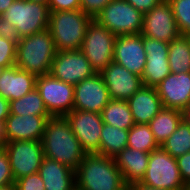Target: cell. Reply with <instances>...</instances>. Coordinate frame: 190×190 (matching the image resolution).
Wrapping results in <instances>:
<instances>
[{
	"label": "cell",
	"mask_w": 190,
	"mask_h": 190,
	"mask_svg": "<svg viewBox=\"0 0 190 190\" xmlns=\"http://www.w3.org/2000/svg\"><path fill=\"white\" fill-rule=\"evenodd\" d=\"M41 142L45 157L74 171L87 155L65 116H51L47 120Z\"/></svg>",
	"instance_id": "cell-1"
},
{
	"label": "cell",
	"mask_w": 190,
	"mask_h": 190,
	"mask_svg": "<svg viewBox=\"0 0 190 190\" xmlns=\"http://www.w3.org/2000/svg\"><path fill=\"white\" fill-rule=\"evenodd\" d=\"M76 190H126L127 184L115 159L87 154L75 170Z\"/></svg>",
	"instance_id": "cell-2"
},
{
	"label": "cell",
	"mask_w": 190,
	"mask_h": 190,
	"mask_svg": "<svg viewBox=\"0 0 190 190\" xmlns=\"http://www.w3.org/2000/svg\"><path fill=\"white\" fill-rule=\"evenodd\" d=\"M57 51L52 35L46 29L20 38L15 65L36 76L46 75L50 73Z\"/></svg>",
	"instance_id": "cell-3"
},
{
	"label": "cell",
	"mask_w": 190,
	"mask_h": 190,
	"mask_svg": "<svg viewBox=\"0 0 190 190\" xmlns=\"http://www.w3.org/2000/svg\"><path fill=\"white\" fill-rule=\"evenodd\" d=\"M93 18L81 9L50 11L48 30L58 51L81 49L86 31Z\"/></svg>",
	"instance_id": "cell-4"
},
{
	"label": "cell",
	"mask_w": 190,
	"mask_h": 190,
	"mask_svg": "<svg viewBox=\"0 0 190 190\" xmlns=\"http://www.w3.org/2000/svg\"><path fill=\"white\" fill-rule=\"evenodd\" d=\"M49 15L48 5L15 0L1 17L16 27L22 38L48 29Z\"/></svg>",
	"instance_id": "cell-5"
},
{
	"label": "cell",
	"mask_w": 190,
	"mask_h": 190,
	"mask_svg": "<svg viewBox=\"0 0 190 190\" xmlns=\"http://www.w3.org/2000/svg\"><path fill=\"white\" fill-rule=\"evenodd\" d=\"M144 14L126 0H111L94 18L115 36L139 34L142 31Z\"/></svg>",
	"instance_id": "cell-6"
},
{
	"label": "cell",
	"mask_w": 190,
	"mask_h": 190,
	"mask_svg": "<svg viewBox=\"0 0 190 190\" xmlns=\"http://www.w3.org/2000/svg\"><path fill=\"white\" fill-rule=\"evenodd\" d=\"M140 182L166 190H182L185 186L176 158L161 147L150 153L145 175Z\"/></svg>",
	"instance_id": "cell-7"
},
{
	"label": "cell",
	"mask_w": 190,
	"mask_h": 190,
	"mask_svg": "<svg viewBox=\"0 0 190 190\" xmlns=\"http://www.w3.org/2000/svg\"><path fill=\"white\" fill-rule=\"evenodd\" d=\"M116 38L108 28L94 19L88 26L80 50L96 73H100L113 61Z\"/></svg>",
	"instance_id": "cell-8"
},
{
	"label": "cell",
	"mask_w": 190,
	"mask_h": 190,
	"mask_svg": "<svg viewBox=\"0 0 190 190\" xmlns=\"http://www.w3.org/2000/svg\"><path fill=\"white\" fill-rule=\"evenodd\" d=\"M36 89L51 116H65L73 110L74 85L63 82L49 73L37 76Z\"/></svg>",
	"instance_id": "cell-9"
},
{
	"label": "cell",
	"mask_w": 190,
	"mask_h": 190,
	"mask_svg": "<svg viewBox=\"0 0 190 190\" xmlns=\"http://www.w3.org/2000/svg\"><path fill=\"white\" fill-rule=\"evenodd\" d=\"M4 150L9 157L14 180L37 173L45 157L41 141L6 142Z\"/></svg>",
	"instance_id": "cell-10"
},
{
	"label": "cell",
	"mask_w": 190,
	"mask_h": 190,
	"mask_svg": "<svg viewBox=\"0 0 190 190\" xmlns=\"http://www.w3.org/2000/svg\"><path fill=\"white\" fill-rule=\"evenodd\" d=\"M50 74L68 84L76 85L96 74L91 63L79 50L57 51L52 62Z\"/></svg>",
	"instance_id": "cell-11"
},
{
	"label": "cell",
	"mask_w": 190,
	"mask_h": 190,
	"mask_svg": "<svg viewBox=\"0 0 190 190\" xmlns=\"http://www.w3.org/2000/svg\"><path fill=\"white\" fill-rule=\"evenodd\" d=\"M140 34L168 43L181 35L168 0H162L149 12L144 13Z\"/></svg>",
	"instance_id": "cell-12"
},
{
	"label": "cell",
	"mask_w": 190,
	"mask_h": 190,
	"mask_svg": "<svg viewBox=\"0 0 190 190\" xmlns=\"http://www.w3.org/2000/svg\"><path fill=\"white\" fill-rule=\"evenodd\" d=\"M65 117L86 154H98L103 128L101 114L73 109Z\"/></svg>",
	"instance_id": "cell-13"
},
{
	"label": "cell",
	"mask_w": 190,
	"mask_h": 190,
	"mask_svg": "<svg viewBox=\"0 0 190 190\" xmlns=\"http://www.w3.org/2000/svg\"><path fill=\"white\" fill-rule=\"evenodd\" d=\"M146 65L142 74L143 86L156 87L171 71L168 62L169 43L142 35Z\"/></svg>",
	"instance_id": "cell-14"
},
{
	"label": "cell",
	"mask_w": 190,
	"mask_h": 190,
	"mask_svg": "<svg viewBox=\"0 0 190 190\" xmlns=\"http://www.w3.org/2000/svg\"><path fill=\"white\" fill-rule=\"evenodd\" d=\"M110 100L108 88L100 73H96L74 86L73 109L101 114Z\"/></svg>",
	"instance_id": "cell-15"
},
{
	"label": "cell",
	"mask_w": 190,
	"mask_h": 190,
	"mask_svg": "<svg viewBox=\"0 0 190 190\" xmlns=\"http://www.w3.org/2000/svg\"><path fill=\"white\" fill-rule=\"evenodd\" d=\"M113 61L125 67L129 72L142 77L146 65L142 35L139 33L117 36Z\"/></svg>",
	"instance_id": "cell-16"
},
{
	"label": "cell",
	"mask_w": 190,
	"mask_h": 190,
	"mask_svg": "<svg viewBox=\"0 0 190 190\" xmlns=\"http://www.w3.org/2000/svg\"><path fill=\"white\" fill-rule=\"evenodd\" d=\"M100 74L108 88L110 99L127 101L142 86V78L112 61Z\"/></svg>",
	"instance_id": "cell-17"
},
{
	"label": "cell",
	"mask_w": 190,
	"mask_h": 190,
	"mask_svg": "<svg viewBox=\"0 0 190 190\" xmlns=\"http://www.w3.org/2000/svg\"><path fill=\"white\" fill-rule=\"evenodd\" d=\"M155 88L163 107L183 111L190 103V72L170 73Z\"/></svg>",
	"instance_id": "cell-18"
},
{
	"label": "cell",
	"mask_w": 190,
	"mask_h": 190,
	"mask_svg": "<svg viewBox=\"0 0 190 190\" xmlns=\"http://www.w3.org/2000/svg\"><path fill=\"white\" fill-rule=\"evenodd\" d=\"M51 116L9 114L5 120L7 142L16 140L41 141L45 125Z\"/></svg>",
	"instance_id": "cell-19"
},
{
	"label": "cell",
	"mask_w": 190,
	"mask_h": 190,
	"mask_svg": "<svg viewBox=\"0 0 190 190\" xmlns=\"http://www.w3.org/2000/svg\"><path fill=\"white\" fill-rule=\"evenodd\" d=\"M37 76L16 65L4 68L0 74V95L10 101L17 100L36 88Z\"/></svg>",
	"instance_id": "cell-20"
},
{
	"label": "cell",
	"mask_w": 190,
	"mask_h": 190,
	"mask_svg": "<svg viewBox=\"0 0 190 190\" xmlns=\"http://www.w3.org/2000/svg\"><path fill=\"white\" fill-rule=\"evenodd\" d=\"M127 103L135 124H149L163 108L155 87L142 86L127 100Z\"/></svg>",
	"instance_id": "cell-21"
},
{
	"label": "cell",
	"mask_w": 190,
	"mask_h": 190,
	"mask_svg": "<svg viewBox=\"0 0 190 190\" xmlns=\"http://www.w3.org/2000/svg\"><path fill=\"white\" fill-rule=\"evenodd\" d=\"M38 173L45 190H76L75 171L64 164L44 157Z\"/></svg>",
	"instance_id": "cell-22"
},
{
	"label": "cell",
	"mask_w": 190,
	"mask_h": 190,
	"mask_svg": "<svg viewBox=\"0 0 190 190\" xmlns=\"http://www.w3.org/2000/svg\"><path fill=\"white\" fill-rule=\"evenodd\" d=\"M150 153L124 148L114 159L126 184L140 182L145 175Z\"/></svg>",
	"instance_id": "cell-23"
},
{
	"label": "cell",
	"mask_w": 190,
	"mask_h": 190,
	"mask_svg": "<svg viewBox=\"0 0 190 190\" xmlns=\"http://www.w3.org/2000/svg\"><path fill=\"white\" fill-rule=\"evenodd\" d=\"M182 120L181 110L163 107L148 125L155 140L161 145L177 129Z\"/></svg>",
	"instance_id": "cell-24"
},
{
	"label": "cell",
	"mask_w": 190,
	"mask_h": 190,
	"mask_svg": "<svg viewBox=\"0 0 190 190\" xmlns=\"http://www.w3.org/2000/svg\"><path fill=\"white\" fill-rule=\"evenodd\" d=\"M129 130L103 123L98 154L114 158L127 147Z\"/></svg>",
	"instance_id": "cell-25"
},
{
	"label": "cell",
	"mask_w": 190,
	"mask_h": 190,
	"mask_svg": "<svg viewBox=\"0 0 190 190\" xmlns=\"http://www.w3.org/2000/svg\"><path fill=\"white\" fill-rule=\"evenodd\" d=\"M102 121L120 129L129 130L135 123L127 101L111 99L101 112Z\"/></svg>",
	"instance_id": "cell-26"
},
{
	"label": "cell",
	"mask_w": 190,
	"mask_h": 190,
	"mask_svg": "<svg viewBox=\"0 0 190 190\" xmlns=\"http://www.w3.org/2000/svg\"><path fill=\"white\" fill-rule=\"evenodd\" d=\"M168 62L171 73L190 72V47L184 35L169 43Z\"/></svg>",
	"instance_id": "cell-27"
},
{
	"label": "cell",
	"mask_w": 190,
	"mask_h": 190,
	"mask_svg": "<svg viewBox=\"0 0 190 190\" xmlns=\"http://www.w3.org/2000/svg\"><path fill=\"white\" fill-rule=\"evenodd\" d=\"M10 114L14 115H38V116H51L41 98L38 90L34 88L32 91L23 97L10 101L9 103Z\"/></svg>",
	"instance_id": "cell-28"
},
{
	"label": "cell",
	"mask_w": 190,
	"mask_h": 190,
	"mask_svg": "<svg viewBox=\"0 0 190 190\" xmlns=\"http://www.w3.org/2000/svg\"><path fill=\"white\" fill-rule=\"evenodd\" d=\"M160 147L174 158L190 152V123L183 119Z\"/></svg>",
	"instance_id": "cell-29"
},
{
	"label": "cell",
	"mask_w": 190,
	"mask_h": 190,
	"mask_svg": "<svg viewBox=\"0 0 190 190\" xmlns=\"http://www.w3.org/2000/svg\"><path fill=\"white\" fill-rule=\"evenodd\" d=\"M127 147L151 153L160 148L148 124H134L128 133Z\"/></svg>",
	"instance_id": "cell-30"
},
{
	"label": "cell",
	"mask_w": 190,
	"mask_h": 190,
	"mask_svg": "<svg viewBox=\"0 0 190 190\" xmlns=\"http://www.w3.org/2000/svg\"><path fill=\"white\" fill-rule=\"evenodd\" d=\"M181 35L190 33V0H168Z\"/></svg>",
	"instance_id": "cell-31"
},
{
	"label": "cell",
	"mask_w": 190,
	"mask_h": 190,
	"mask_svg": "<svg viewBox=\"0 0 190 190\" xmlns=\"http://www.w3.org/2000/svg\"><path fill=\"white\" fill-rule=\"evenodd\" d=\"M17 43L0 37V66L8 68L15 65Z\"/></svg>",
	"instance_id": "cell-32"
},
{
	"label": "cell",
	"mask_w": 190,
	"mask_h": 190,
	"mask_svg": "<svg viewBox=\"0 0 190 190\" xmlns=\"http://www.w3.org/2000/svg\"><path fill=\"white\" fill-rule=\"evenodd\" d=\"M14 184L17 190H45L44 182L38 172L19 178Z\"/></svg>",
	"instance_id": "cell-33"
},
{
	"label": "cell",
	"mask_w": 190,
	"mask_h": 190,
	"mask_svg": "<svg viewBox=\"0 0 190 190\" xmlns=\"http://www.w3.org/2000/svg\"><path fill=\"white\" fill-rule=\"evenodd\" d=\"M14 176L10 167L9 157L3 149L0 152V187L14 184Z\"/></svg>",
	"instance_id": "cell-34"
},
{
	"label": "cell",
	"mask_w": 190,
	"mask_h": 190,
	"mask_svg": "<svg viewBox=\"0 0 190 190\" xmlns=\"http://www.w3.org/2000/svg\"><path fill=\"white\" fill-rule=\"evenodd\" d=\"M111 0H80V9L93 19Z\"/></svg>",
	"instance_id": "cell-35"
},
{
	"label": "cell",
	"mask_w": 190,
	"mask_h": 190,
	"mask_svg": "<svg viewBox=\"0 0 190 190\" xmlns=\"http://www.w3.org/2000/svg\"><path fill=\"white\" fill-rule=\"evenodd\" d=\"M50 11H73L80 9V0H49Z\"/></svg>",
	"instance_id": "cell-36"
},
{
	"label": "cell",
	"mask_w": 190,
	"mask_h": 190,
	"mask_svg": "<svg viewBox=\"0 0 190 190\" xmlns=\"http://www.w3.org/2000/svg\"><path fill=\"white\" fill-rule=\"evenodd\" d=\"M0 37L10 41H14L16 43L20 40V36L18 34L16 27L10 24L8 20L3 19L1 16H0Z\"/></svg>",
	"instance_id": "cell-37"
},
{
	"label": "cell",
	"mask_w": 190,
	"mask_h": 190,
	"mask_svg": "<svg viewBox=\"0 0 190 190\" xmlns=\"http://www.w3.org/2000/svg\"><path fill=\"white\" fill-rule=\"evenodd\" d=\"M177 165L184 184L190 183V152L176 158Z\"/></svg>",
	"instance_id": "cell-38"
},
{
	"label": "cell",
	"mask_w": 190,
	"mask_h": 190,
	"mask_svg": "<svg viewBox=\"0 0 190 190\" xmlns=\"http://www.w3.org/2000/svg\"><path fill=\"white\" fill-rule=\"evenodd\" d=\"M133 5L141 13L149 12L152 8L157 6L162 0H126Z\"/></svg>",
	"instance_id": "cell-39"
},
{
	"label": "cell",
	"mask_w": 190,
	"mask_h": 190,
	"mask_svg": "<svg viewBox=\"0 0 190 190\" xmlns=\"http://www.w3.org/2000/svg\"><path fill=\"white\" fill-rule=\"evenodd\" d=\"M9 101L4 99L0 95V121L5 122L6 118L10 114V109H9Z\"/></svg>",
	"instance_id": "cell-40"
},
{
	"label": "cell",
	"mask_w": 190,
	"mask_h": 190,
	"mask_svg": "<svg viewBox=\"0 0 190 190\" xmlns=\"http://www.w3.org/2000/svg\"><path fill=\"white\" fill-rule=\"evenodd\" d=\"M126 190H166V189H160L157 187H150V186H147L141 182H135V183L127 184Z\"/></svg>",
	"instance_id": "cell-41"
},
{
	"label": "cell",
	"mask_w": 190,
	"mask_h": 190,
	"mask_svg": "<svg viewBox=\"0 0 190 190\" xmlns=\"http://www.w3.org/2000/svg\"><path fill=\"white\" fill-rule=\"evenodd\" d=\"M6 134H5V122L0 121V144L4 147L6 144Z\"/></svg>",
	"instance_id": "cell-42"
},
{
	"label": "cell",
	"mask_w": 190,
	"mask_h": 190,
	"mask_svg": "<svg viewBox=\"0 0 190 190\" xmlns=\"http://www.w3.org/2000/svg\"><path fill=\"white\" fill-rule=\"evenodd\" d=\"M15 0H0V16L6 12L8 7L14 2Z\"/></svg>",
	"instance_id": "cell-43"
},
{
	"label": "cell",
	"mask_w": 190,
	"mask_h": 190,
	"mask_svg": "<svg viewBox=\"0 0 190 190\" xmlns=\"http://www.w3.org/2000/svg\"><path fill=\"white\" fill-rule=\"evenodd\" d=\"M182 112H183V119L186 122L190 123V103Z\"/></svg>",
	"instance_id": "cell-44"
},
{
	"label": "cell",
	"mask_w": 190,
	"mask_h": 190,
	"mask_svg": "<svg viewBox=\"0 0 190 190\" xmlns=\"http://www.w3.org/2000/svg\"><path fill=\"white\" fill-rule=\"evenodd\" d=\"M0 190H17L15 184H10L7 186L0 187Z\"/></svg>",
	"instance_id": "cell-45"
},
{
	"label": "cell",
	"mask_w": 190,
	"mask_h": 190,
	"mask_svg": "<svg viewBox=\"0 0 190 190\" xmlns=\"http://www.w3.org/2000/svg\"><path fill=\"white\" fill-rule=\"evenodd\" d=\"M28 1L36 2V3L44 4V5H48V2H49V0H28Z\"/></svg>",
	"instance_id": "cell-46"
},
{
	"label": "cell",
	"mask_w": 190,
	"mask_h": 190,
	"mask_svg": "<svg viewBox=\"0 0 190 190\" xmlns=\"http://www.w3.org/2000/svg\"><path fill=\"white\" fill-rule=\"evenodd\" d=\"M188 41L189 47H190V33L184 35Z\"/></svg>",
	"instance_id": "cell-47"
},
{
	"label": "cell",
	"mask_w": 190,
	"mask_h": 190,
	"mask_svg": "<svg viewBox=\"0 0 190 190\" xmlns=\"http://www.w3.org/2000/svg\"><path fill=\"white\" fill-rule=\"evenodd\" d=\"M182 190H190V183L186 184Z\"/></svg>",
	"instance_id": "cell-48"
},
{
	"label": "cell",
	"mask_w": 190,
	"mask_h": 190,
	"mask_svg": "<svg viewBox=\"0 0 190 190\" xmlns=\"http://www.w3.org/2000/svg\"><path fill=\"white\" fill-rule=\"evenodd\" d=\"M4 149V147L0 144V152Z\"/></svg>",
	"instance_id": "cell-49"
},
{
	"label": "cell",
	"mask_w": 190,
	"mask_h": 190,
	"mask_svg": "<svg viewBox=\"0 0 190 190\" xmlns=\"http://www.w3.org/2000/svg\"><path fill=\"white\" fill-rule=\"evenodd\" d=\"M3 69H4V68H3L2 66H0V74H1V72L3 71Z\"/></svg>",
	"instance_id": "cell-50"
}]
</instances>
